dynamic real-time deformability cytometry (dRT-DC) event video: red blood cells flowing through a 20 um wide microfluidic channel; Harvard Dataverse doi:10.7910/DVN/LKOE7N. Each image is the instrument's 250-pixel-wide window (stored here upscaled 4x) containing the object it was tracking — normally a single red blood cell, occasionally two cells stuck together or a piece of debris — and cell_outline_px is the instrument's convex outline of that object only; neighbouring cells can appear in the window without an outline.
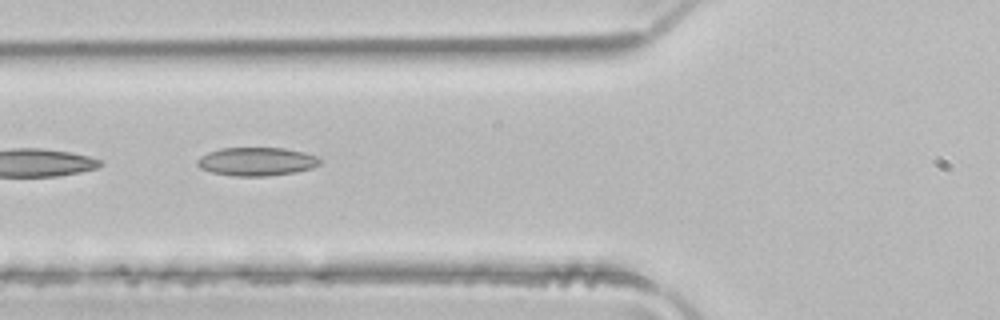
{"species": "common noctule bat (a hibernating species)", "species_latin": "Nyctalus noctula", "temperature_condition": "room temperature", "stored_images_in_passage": 6, "camera_frame_rate_fps": 3000, "um_per_image_px": 0.085, "animal": {"sex": "male", "body_mass_g": 21.5, "forearm_length_mm": 52.0}, "frame": {"image": 1, "passage_image": 5, "time_ms": 1.333, "image_size_px": [1000, 320], "cell_outline_px": [[320, 164], [312, 168], [296, 172], [268, 176], [232, 176], [212, 172], [200, 168], [196, 164], [196, 160], [200, 156], [208, 152], [220, 148], [284, 148], [304, 152], [316, 156], [320, 160]], "centroid_in_image_um": [21.79, 13.73], "position_along_channel_um": 104.0, "area_um2": 20.4}}
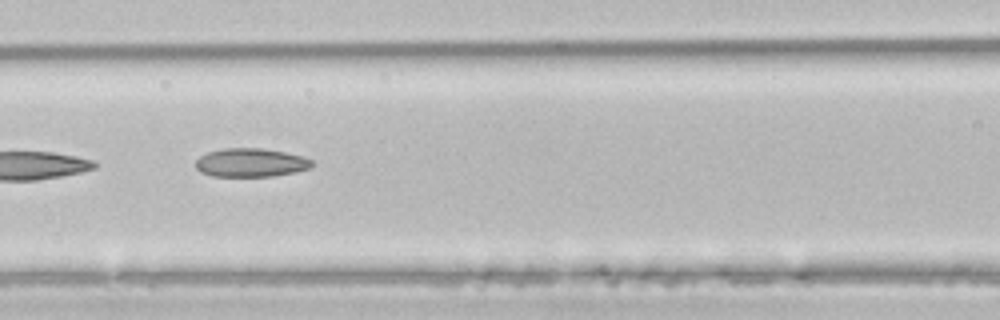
{"frame": {"image": 2, "passage_image": 6, "time_ms": 1.667, "image_size_px": [1000, 320], "cell_outline_px": [[312, 164], [308, 168], [292, 172], [272, 176], [212, 176], [200, 172], [196, 168], [196, 160], [200, 156], [208, 152], [224, 148], [260, 148], [284, 152], [304, 156], [312, 160]], "centroid_in_image_um": [21.28, 13.82], "position_along_channel_um": 145.3, "area_um2": 19.19}}